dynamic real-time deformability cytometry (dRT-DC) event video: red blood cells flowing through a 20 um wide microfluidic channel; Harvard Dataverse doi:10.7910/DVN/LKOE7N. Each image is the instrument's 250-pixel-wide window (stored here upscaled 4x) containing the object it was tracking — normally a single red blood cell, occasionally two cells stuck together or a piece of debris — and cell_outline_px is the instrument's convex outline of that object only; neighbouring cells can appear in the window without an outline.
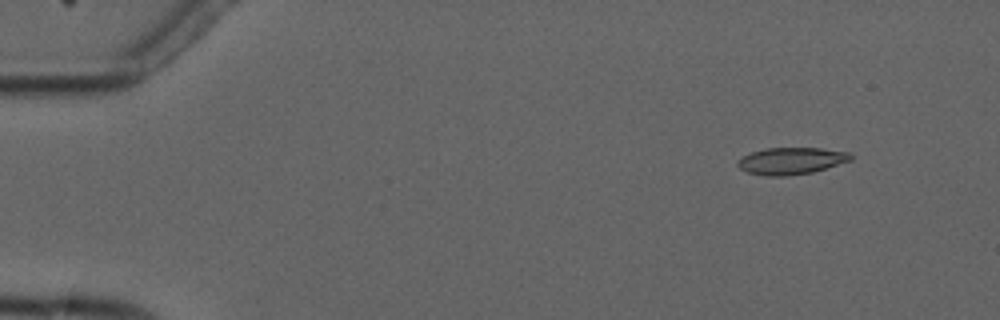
{"species": "common noctule bat (a hibernating species)", "species_latin": "Nyctalus noctula", "temperature_condition": "cold", "stored_images_in_passage": 15, "camera_frame_rate_fps": 3000, "um_per_image_px": 0.085, "animal": {"sex": "male", "forearm_length_mm": 52.5}, "frame": {"image": 1, "passage_image": 1, "time_ms": 0.0, "image_size_px": [1000, 320], "cell_outline_px": [[852, 160], [812, 172], [784, 176], [764, 176], [748, 172], [740, 168], [736, 164], [736, 160], [752, 152], [764, 148], [820, 148], [848, 152], [852, 156]], "centroid_in_image_um": [67.22, 13.67], "position_along_channel_um": 17.8, "area_um2": 17.63}}